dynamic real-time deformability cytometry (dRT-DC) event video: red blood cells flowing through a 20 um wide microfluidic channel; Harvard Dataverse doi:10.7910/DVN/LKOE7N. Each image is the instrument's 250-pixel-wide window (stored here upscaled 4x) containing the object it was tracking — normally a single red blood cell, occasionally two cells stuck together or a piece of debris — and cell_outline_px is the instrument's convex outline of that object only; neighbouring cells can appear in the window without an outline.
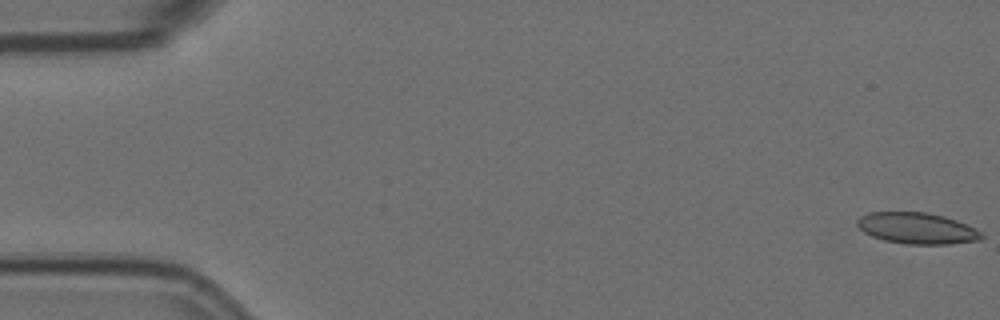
{"species": "Egyptian fruit bat (a non-hibernating species)", "species_latin": "Rousettus aegyptiacus", "temperature_condition": "room temperature", "stored_images_in_passage": 7, "camera_frame_rate_fps": 3000, "um_per_image_px": 0.085, "animal": {"sex": "female"}, "frame": {"image": 1, "passage_image": 1, "time_ms": 0.0, "image_size_px": [1000, 320], "cell_outline_px": [[984, 236], [980, 240], [948, 244], [908, 244], [884, 240], [872, 236], [864, 232], [856, 224], [856, 220], [860, 216], [868, 212], [928, 212], [944, 216], [956, 220], [976, 228]], "centroid_in_image_um": [77.94, 19.39], "position_along_channel_um": 7.1, "area_um2": 22.66}}
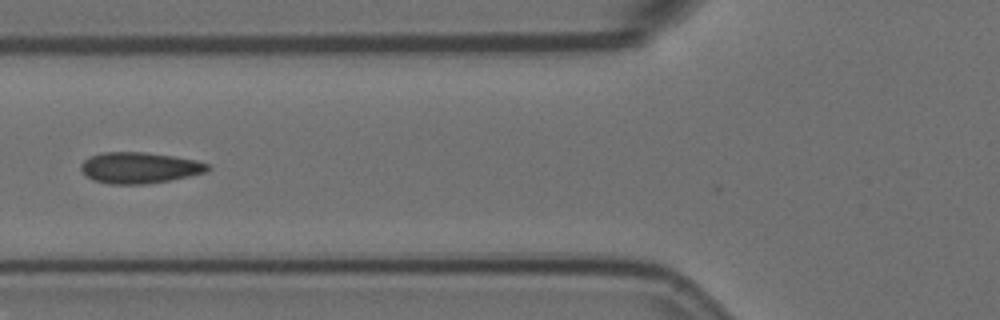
{"frame": {"image": 2, "passage_image": 7, "time_ms": 2.0, "image_size_px": [1000, 320], "cell_outline_px": [[212, 168], [208, 172], [172, 180], [144, 184], [108, 184], [92, 180], [80, 168], [80, 164], [88, 156], [100, 152], [144, 152], [172, 156], [196, 160], [208, 164]], "centroid_in_image_um": [11.86, 14.26], "position_along_channel_um": 113.9, "area_um2": 23.18}}